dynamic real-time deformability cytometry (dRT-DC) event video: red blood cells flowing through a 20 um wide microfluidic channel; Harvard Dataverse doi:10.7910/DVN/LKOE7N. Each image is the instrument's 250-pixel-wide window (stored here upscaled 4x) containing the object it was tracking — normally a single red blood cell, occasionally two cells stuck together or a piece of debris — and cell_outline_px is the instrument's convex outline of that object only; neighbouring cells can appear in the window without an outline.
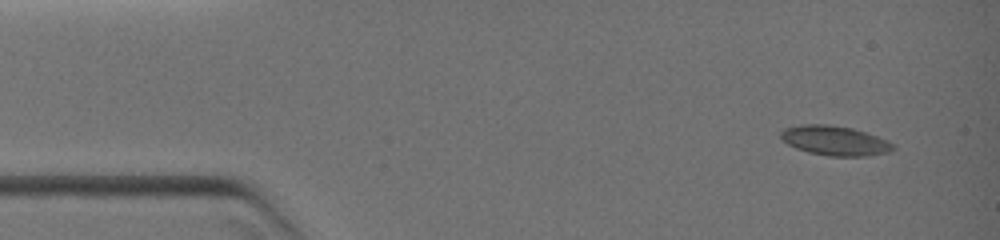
{"species": "common noctule bat (a hibernating species)", "species_latin": "Nyctalus noctula", "temperature_condition": "warm", "stored_images_in_passage": 13, "camera_frame_rate_fps": 3000, "um_per_image_px": 0.085, "animal": {"sex": "female", "body_mass_g": 19.0, "forearm_length_mm": 51.5}, "frame": {"image": 1, "passage_image": 1, "time_ms": 0.0, "image_size_px": [1000, 240], "cell_outline_px": [[896, 148], [888, 152], [868, 156], [828, 156], [808, 152], [796, 148], [788, 144], [780, 136], [780, 132], [784, 128], [800, 124], [828, 124], [852, 128], [888, 140]], "centroid_in_image_um": [70.94, 11.95], "position_along_channel_um": 14.1, "area_um2": 19.36}}
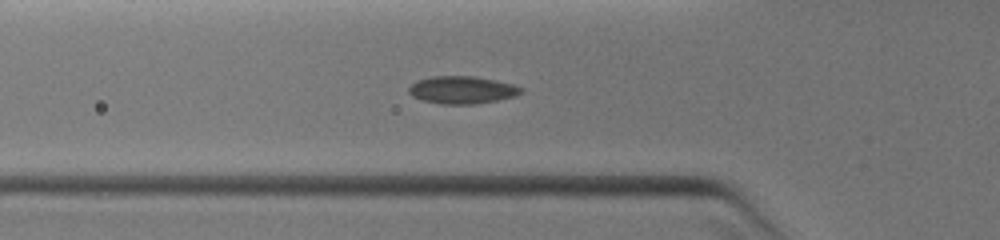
{"frame": {"image": 2, "passage_image": 10, "time_ms": 3.667, "image_size_px": [1000, 240], "cell_outline_px": [[524, 92], [516, 96], [476, 104], [440, 104], [424, 100], [412, 96], [408, 92], [408, 88], [416, 80], [432, 76], [472, 76], [496, 80], [512, 84], [524, 88]], "centroid_in_image_um": [39.29, 7.64], "position_along_channel_um": 86.5, "area_um2": 18.09}}
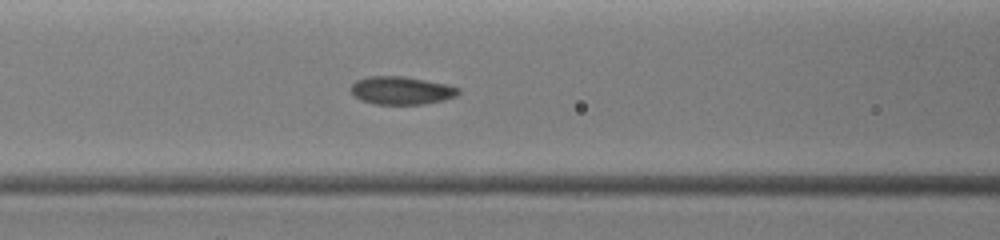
{"frame": {"image": 3, "passage_image": 13, "time_ms": 4.667, "image_size_px": [1000, 240], "cell_outline_px": [[460, 92], [456, 96], [444, 100], [424, 104], [376, 104], [360, 100], [348, 88], [356, 80], [368, 76], [404, 76], [448, 84], [460, 88]], "centroid_in_image_um": [34.12, 7.68], "position_along_channel_um": 132.5, "area_um2": 17.69}}